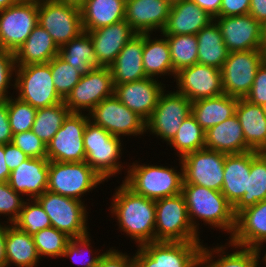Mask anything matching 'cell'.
Instances as JSON below:
<instances>
[{"label": "cell", "instance_id": "6da1fadb", "mask_svg": "<svg viewBox=\"0 0 266 267\" xmlns=\"http://www.w3.org/2000/svg\"><path fill=\"white\" fill-rule=\"evenodd\" d=\"M115 190L109 207L118 220V228L125 232L136 246L155 242V200L134 193L123 182Z\"/></svg>", "mask_w": 266, "mask_h": 267}, {"label": "cell", "instance_id": "7a4b0ae2", "mask_svg": "<svg viewBox=\"0 0 266 267\" xmlns=\"http://www.w3.org/2000/svg\"><path fill=\"white\" fill-rule=\"evenodd\" d=\"M182 194L185 198L188 217L194 228L199 233V221L213 228L222 229L231 235L235 229V215L233 206L226 200L221 191L212 190L195 184H183ZM197 219V221L195 220Z\"/></svg>", "mask_w": 266, "mask_h": 267}, {"label": "cell", "instance_id": "3957f363", "mask_svg": "<svg viewBox=\"0 0 266 267\" xmlns=\"http://www.w3.org/2000/svg\"><path fill=\"white\" fill-rule=\"evenodd\" d=\"M178 160L180 172L174 167L133 162L122 182L134 193L153 200L178 195L182 193L184 181L183 165L181 159Z\"/></svg>", "mask_w": 266, "mask_h": 267}, {"label": "cell", "instance_id": "277c9868", "mask_svg": "<svg viewBox=\"0 0 266 267\" xmlns=\"http://www.w3.org/2000/svg\"><path fill=\"white\" fill-rule=\"evenodd\" d=\"M83 144L85 162L104 180L121 174L124 167L119 162L123 153L120 137L113 136L89 120L83 134Z\"/></svg>", "mask_w": 266, "mask_h": 267}, {"label": "cell", "instance_id": "5b68a950", "mask_svg": "<svg viewBox=\"0 0 266 267\" xmlns=\"http://www.w3.org/2000/svg\"><path fill=\"white\" fill-rule=\"evenodd\" d=\"M202 242L155 241L137 247L133 267H200Z\"/></svg>", "mask_w": 266, "mask_h": 267}, {"label": "cell", "instance_id": "8992f818", "mask_svg": "<svg viewBox=\"0 0 266 267\" xmlns=\"http://www.w3.org/2000/svg\"><path fill=\"white\" fill-rule=\"evenodd\" d=\"M155 241L200 242L188 217L182 193L155 200Z\"/></svg>", "mask_w": 266, "mask_h": 267}, {"label": "cell", "instance_id": "52a82bcc", "mask_svg": "<svg viewBox=\"0 0 266 267\" xmlns=\"http://www.w3.org/2000/svg\"><path fill=\"white\" fill-rule=\"evenodd\" d=\"M14 90L20 100L36 109L50 107L64 100L55 89L50 61L48 63L16 66Z\"/></svg>", "mask_w": 266, "mask_h": 267}, {"label": "cell", "instance_id": "ba28073f", "mask_svg": "<svg viewBox=\"0 0 266 267\" xmlns=\"http://www.w3.org/2000/svg\"><path fill=\"white\" fill-rule=\"evenodd\" d=\"M99 176L85 161H49L47 190L82 201L84 194L103 184Z\"/></svg>", "mask_w": 266, "mask_h": 267}, {"label": "cell", "instance_id": "9c48e42d", "mask_svg": "<svg viewBox=\"0 0 266 267\" xmlns=\"http://www.w3.org/2000/svg\"><path fill=\"white\" fill-rule=\"evenodd\" d=\"M49 216L51 226L70 238L82 237L87 230L88 212L84 201L46 190L36 198ZM87 221V222H86Z\"/></svg>", "mask_w": 266, "mask_h": 267}, {"label": "cell", "instance_id": "30bf717a", "mask_svg": "<svg viewBox=\"0 0 266 267\" xmlns=\"http://www.w3.org/2000/svg\"><path fill=\"white\" fill-rule=\"evenodd\" d=\"M264 61L263 49L229 52L220 69L223 92L229 96L245 98Z\"/></svg>", "mask_w": 266, "mask_h": 267}, {"label": "cell", "instance_id": "8fae6325", "mask_svg": "<svg viewBox=\"0 0 266 267\" xmlns=\"http://www.w3.org/2000/svg\"><path fill=\"white\" fill-rule=\"evenodd\" d=\"M38 23L59 48L84 31L80 8L57 0L38 4Z\"/></svg>", "mask_w": 266, "mask_h": 267}, {"label": "cell", "instance_id": "7c38bea8", "mask_svg": "<svg viewBox=\"0 0 266 267\" xmlns=\"http://www.w3.org/2000/svg\"><path fill=\"white\" fill-rule=\"evenodd\" d=\"M90 121L113 136H139L146 133V121L126 107L115 95L103 99L89 113Z\"/></svg>", "mask_w": 266, "mask_h": 267}, {"label": "cell", "instance_id": "4fadbf2b", "mask_svg": "<svg viewBox=\"0 0 266 267\" xmlns=\"http://www.w3.org/2000/svg\"><path fill=\"white\" fill-rule=\"evenodd\" d=\"M166 92L165 89L150 118L146 121V131L169 143L184 119L191 114L192 102L177 91Z\"/></svg>", "mask_w": 266, "mask_h": 267}, {"label": "cell", "instance_id": "5bb4252c", "mask_svg": "<svg viewBox=\"0 0 266 267\" xmlns=\"http://www.w3.org/2000/svg\"><path fill=\"white\" fill-rule=\"evenodd\" d=\"M89 114L70 113L47 146V158L56 162H83V134Z\"/></svg>", "mask_w": 266, "mask_h": 267}, {"label": "cell", "instance_id": "9a60e30c", "mask_svg": "<svg viewBox=\"0 0 266 267\" xmlns=\"http://www.w3.org/2000/svg\"><path fill=\"white\" fill-rule=\"evenodd\" d=\"M113 95L114 84L110 67H98L81 76L64 102L71 113H82L83 110L89 111V114L103 99Z\"/></svg>", "mask_w": 266, "mask_h": 267}, {"label": "cell", "instance_id": "2e32d148", "mask_svg": "<svg viewBox=\"0 0 266 267\" xmlns=\"http://www.w3.org/2000/svg\"><path fill=\"white\" fill-rule=\"evenodd\" d=\"M38 25V4L16 2L0 10V48L12 53Z\"/></svg>", "mask_w": 266, "mask_h": 267}, {"label": "cell", "instance_id": "e0dca14e", "mask_svg": "<svg viewBox=\"0 0 266 267\" xmlns=\"http://www.w3.org/2000/svg\"><path fill=\"white\" fill-rule=\"evenodd\" d=\"M226 155L206 148L184 155L181 158L184 177L183 184H195L221 191Z\"/></svg>", "mask_w": 266, "mask_h": 267}, {"label": "cell", "instance_id": "ac0fdd59", "mask_svg": "<svg viewBox=\"0 0 266 267\" xmlns=\"http://www.w3.org/2000/svg\"><path fill=\"white\" fill-rule=\"evenodd\" d=\"M229 52L264 49L263 25L250 14L215 17Z\"/></svg>", "mask_w": 266, "mask_h": 267}, {"label": "cell", "instance_id": "d6986e66", "mask_svg": "<svg viewBox=\"0 0 266 267\" xmlns=\"http://www.w3.org/2000/svg\"><path fill=\"white\" fill-rule=\"evenodd\" d=\"M178 93L191 102L223 94L221 70L196 63L176 73Z\"/></svg>", "mask_w": 266, "mask_h": 267}, {"label": "cell", "instance_id": "ffe728a7", "mask_svg": "<svg viewBox=\"0 0 266 267\" xmlns=\"http://www.w3.org/2000/svg\"><path fill=\"white\" fill-rule=\"evenodd\" d=\"M163 85V86H162ZM165 84L157 78L114 85V95L130 110L147 121L154 111Z\"/></svg>", "mask_w": 266, "mask_h": 267}, {"label": "cell", "instance_id": "44dd1931", "mask_svg": "<svg viewBox=\"0 0 266 267\" xmlns=\"http://www.w3.org/2000/svg\"><path fill=\"white\" fill-rule=\"evenodd\" d=\"M265 242L266 200H263L235 216V229L229 237V243L239 247L263 250Z\"/></svg>", "mask_w": 266, "mask_h": 267}, {"label": "cell", "instance_id": "7402d4cb", "mask_svg": "<svg viewBox=\"0 0 266 267\" xmlns=\"http://www.w3.org/2000/svg\"><path fill=\"white\" fill-rule=\"evenodd\" d=\"M170 8L168 0H126L125 21L137 34L162 32Z\"/></svg>", "mask_w": 266, "mask_h": 267}, {"label": "cell", "instance_id": "603a6c76", "mask_svg": "<svg viewBox=\"0 0 266 267\" xmlns=\"http://www.w3.org/2000/svg\"><path fill=\"white\" fill-rule=\"evenodd\" d=\"M87 32L99 67H110L125 44L137 34L125 20Z\"/></svg>", "mask_w": 266, "mask_h": 267}, {"label": "cell", "instance_id": "cb8c5ba5", "mask_svg": "<svg viewBox=\"0 0 266 267\" xmlns=\"http://www.w3.org/2000/svg\"><path fill=\"white\" fill-rule=\"evenodd\" d=\"M48 173V158L29 157L10 172L8 184L16 193L36 199L47 190Z\"/></svg>", "mask_w": 266, "mask_h": 267}, {"label": "cell", "instance_id": "d4e9b609", "mask_svg": "<svg viewBox=\"0 0 266 267\" xmlns=\"http://www.w3.org/2000/svg\"><path fill=\"white\" fill-rule=\"evenodd\" d=\"M212 18L192 0H179L171 4L164 35H196L212 22Z\"/></svg>", "mask_w": 266, "mask_h": 267}, {"label": "cell", "instance_id": "484cf974", "mask_svg": "<svg viewBox=\"0 0 266 267\" xmlns=\"http://www.w3.org/2000/svg\"><path fill=\"white\" fill-rule=\"evenodd\" d=\"M143 34L133 36L110 66L113 84H124L147 78L143 68Z\"/></svg>", "mask_w": 266, "mask_h": 267}, {"label": "cell", "instance_id": "4316f807", "mask_svg": "<svg viewBox=\"0 0 266 267\" xmlns=\"http://www.w3.org/2000/svg\"><path fill=\"white\" fill-rule=\"evenodd\" d=\"M245 138L254 151L266 152V107L238 98L235 110Z\"/></svg>", "mask_w": 266, "mask_h": 267}, {"label": "cell", "instance_id": "83f0119b", "mask_svg": "<svg viewBox=\"0 0 266 267\" xmlns=\"http://www.w3.org/2000/svg\"><path fill=\"white\" fill-rule=\"evenodd\" d=\"M205 148L227 155L252 150L245 143L243 130L236 115L205 131Z\"/></svg>", "mask_w": 266, "mask_h": 267}, {"label": "cell", "instance_id": "f1b7e54d", "mask_svg": "<svg viewBox=\"0 0 266 267\" xmlns=\"http://www.w3.org/2000/svg\"><path fill=\"white\" fill-rule=\"evenodd\" d=\"M251 151L225 156L224 180L221 192L226 200L234 206L247 193L250 176Z\"/></svg>", "mask_w": 266, "mask_h": 267}, {"label": "cell", "instance_id": "f546056e", "mask_svg": "<svg viewBox=\"0 0 266 267\" xmlns=\"http://www.w3.org/2000/svg\"><path fill=\"white\" fill-rule=\"evenodd\" d=\"M59 47L51 35L38 23L29 37L14 53L16 66L48 63L59 55Z\"/></svg>", "mask_w": 266, "mask_h": 267}, {"label": "cell", "instance_id": "4dcf8cb0", "mask_svg": "<svg viewBox=\"0 0 266 267\" xmlns=\"http://www.w3.org/2000/svg\"><path fill=\"white\" fill-rule=\"evenodd\" d=\"M238 98L225 93L192 102L191 114L204 131L235 115Z\"/></svg>", "mask_w": 266, "mask_h": 267}, {"label": "cell", "instance_id": "1f68e13d", "mask_svg": "<svg viewBox=\"0 0 266 267\" xmlns=\"http://www.w3.org/2000/svg\"><path fill=\"white\" fill-rule=\"evenodd\" d=\"M226 244L228 245H217L215 248L213 247L211 249L210 247L202 246L200 267H260L259 265L261 262L259 263V260L261 259V250L239 247L231 243ZM227 246H233L236 251L228 254L225 251ZM213 254H215V256ZM214 257H216L217 260H215Z\"/></svg>", "mask_w": 266, "mask_h": 267}, {"label": "cell", "instance_id": "d6a6232c", "mask_svg": "<svg viewBox=\"0 0 266 267\" xmlns=\"http://www.w3.org/2000/svg\"><path fill=\"white\" fill-rule=\"evenodd\" d=\"M126 0H87L81 7L85 32L125 20Z\"/></svg>", "mask_w": 266, "mask_h": 267}, {"label": "cell", "instance_id": "836d02e7", "mask_svg": "<svg viewBox=\"0 0 266 267\" xmlns=\"http://www.w3.org/2000/svg\"><path fill=\"white\" fill-rule=\"evenodd\" d=\"M163 36V37H162ZM151 33H143V68L147 77L155 78L172 75L175 79L167 38L161 32V37L152 39Z\"/></svg>", "mask_w": 266, "mask_h": 267}, {"label": "cell", "instance_id": "e575fe53", "mask_svg": "<svg viewBox=\"0 0 266 267\" xmlns=\"http://www.w3.org/2000/svg\"><path fill=\"white\" fill-rule=\"evenodd\" d=\"M40 256L33 237L13 224L7 225L6 267H37ZM39 262V263H38ZM13 264V265H12Z\"/></svg>", "mask_w": 266, "mask_h": 267}, {"label": "cell", "instance_id": "d590c367", "mask_svg": "<svg viewBox=\"0 0 266 267\" xmlns=\"http://www.w3.org/2000/svg\"><path fill=\"white\" fill-rule=\"evenodd\" d=\"M196 37L198 40L197 63L221 69L228 58L229 51L216 21L213 20L202 28Z\"/></svg>", "mask_w": 266, "mask_h": 267}, {"label": "cell", "instance_id": "8d00e7d4", "mask_svg": "<svg viewBox=\"0 0 266 267\" xmlns=\"http://www.w3.org/2000/svg\"><path fill=\"white\" fill-rule=\"evenodd\" d=\"M263 200H266V152L251 150L247 193L233 206V213L236 216L242 210Z\"/></svg>", "mask_w": 266, "mask_h": 267}, {"label": "cell", "instance_id": "74e56055", "mask_svg": "<svg viewBox=\"0 0 266 267\" xmlns=\"http://www.w3.org/2000/svg\"><path fill=\"white\" fill-rule=\"evenodd\" d=\"M59 56L71 64L83 76L98 68L94 46L88 32L83 31L59 49Z\"/></svg>", "mask_w": 266, "mask_h": 267}, {"label": "cell", "instance_id": "f35d334b", "mask_svg": "<svg viewBox=\"0 0 266 267\" xmlns=\"http://www.w3.org/2000/svg\"><path fill=\"white\" fill-rule=\"evenodd\" d=\"M70 113L64 101L50 107L39 108L32 131L47 145Z\"/></svg>", "mask_w": 266, "mask_h": 267}, {"label": "cell", "instance_id": "ab89813d", "mask_svg": "<svg viewBox=\"0 0 266 267\" xmlns=\"http://www.w3.org/2000/svg\"><path fill=\"white\" fill-rule=\"evenodd\" d=\"M176 149L181 159L184 155L205 148V131L190 114L180 125L174 138L167 143Z\"/></svg>", "mask_w": 266, "mask_h": 267}, {"label": "cell", "instance_id": "60d3db41", "mask_svg": "<svg viewBox=\"0 0 266 267\" xmlns=\"http://www.w3.org/2000/svg\"><path fill=\"white\" fill-rule=\"evenodd\" d=\"M170 48V57L176 74L190 67L198 60V40L196 35H165Z\"/></svg>", "mask_w": 266, "mask_h": 267}, {"label": "cell", "instance_id": "b9f144b4", "mask_svg": "<svg viewBox=\"0 0 266 267\" xmlns=\"http://www.w3.org/2000/svg\"><path fill=\"white\" fill-rule=\"evenodd\" d=\"M17 220L13 223L18 229L33 236L38 231L51 227L49 216L36 199H25ZM28 201V202H27Z\"/></svg>", "mask_w": 266, "mask_h": 267}, {"label": "cell", "instance_id": "7bdbcfd3", "mask_svg": "<svg viewBox=\"0 0 266 267\" xmlns=\"http://www.w3.org/2000/svg\"><path fill=\"white\" fill-rule=\"evenodd\" d=\"M32 237L40 258H61L70 240L69 236L52 226L38 231Z\"/></svg>", "mask_w": 266, "mask_h": 267}, {"label": "cell", "instance_id": "ee69618b", "mask_svg": "<svg viewBox=\"0 0 266 267\" xmlns=\"http://www.w3.org/2000/svg\"><path fill=\"white\" fill-rule=\"evenodd\" d=\"M53 83L59 96L65 100L73 87L80 81L81 75L75 67L59 55L50 60Z\"/></svg>", "mask_w": 266, "mask_h": 267}, {"label": "cell", "instance_id": "f6af8a7d", "mask_svg": "<svg viewBox=\"0 0 266 267\" xmlns=\"http://www.w3.org/2000/svg\"><path fill=\"white\" fill-rule=\"evenodd\" d=\"M8 118L12 134L32 130L37 110L19 98H7Z\"/></svg>", "mask_w": 266, "mask_h": 267}, {"label": "cell", "instance_id": "bcb514c9", "mask_svg": "<svg viewBox=\"0 0 266 267\" xmlns=\"http://www.w3.org/2000/svg\"><path fill=\"white\" fill-rule=\"evenodd\" d=\"M89 237H90V235L88 233L87 235L82 236V237L70 238L69 243L67 244L66 250L63 252L62 257L63 258L68 257V259L70 258V260H72V262L79 264L81 267H96L102 254L96 253L98 251H95V253H94L95 255H92L93 250H91V248H90L92 246H90L91 245V242H90L91 239ZM85 252H88V254L90 253L88 255L89 257L86 255L87 260H85L86 256L85 257L83 256L85 254ZM81 257L85 258L84 260L86 263L85 262L83 263L84 260L80 261V259H82ZM80 262H82V263H80Z\"/></svg>", "mask_w": 266, "mask_h": 267}, {"label": "cell", "instance_id": "7dc6e473", "mask_svg": "<svg viewBox=\"0 0 266 267\" xmlns=\"http://www.w3.org/2000/svg\"><path fill=\"white\" fill-rule=\"evenodd\" d=\"M16 193L8 184V182H0V214L9 216L8 223L13 224L22 210L25 202L24 198Z\"/></svg>", "mask_w": 266, "mask_h": 267}, {"label": "cell", "instance_id": "c3c4849f", "mask_svg": "<svg viewBox=\"0 0 266 267\" xmlns=\"http://www.w3.org/2000/svg\"><path fill=\"white\" fill-rule=\"evenodd\" d=\"M32 158H47L46 144L32 131L14 134L11 141Z\"/></svg>", "mask_w": 266, "mask_h": 267}, {"label": "cell", "instance_id": "681fc988", "mask_svg": "<svg viewBox=\"0 0 266 267\" xmlns=\"http://www.w3.org/2000/svg\"><path fill=\"white\" fill-rule=\"evenodd\" d=\"M16 64L14 53L0 48V100H6L10 97L8 89L14 87L10 81L15 72ZM11 83V84H10Z\"/></svg>", "mask_w": 266, "mask_h": 267}, {"label": "cell", "instance_id": "f907efd6", "mask_svg": "<svg viewBox=\"0 0 266 267\" xmlns=\"http://www.w3.org/2000/svg\"><path fill=\"white\" fill-rule=\"evenodd\" d=\"M253 104L266 107V62L258 68L250 92L245 97Z\"/></svg>", "mask_w": 266, "mask_h": 267}, {"label": "cell", "instance_id": "816d5d0a", "mask_svg": "<svg viewBox=\"0 0 266 267\" xmlns=\"http://www.w3.org/2000/svg\"><path fill=\"white\" fill-rule=\"evenodd\" d=\"M96 267H133V256L130 257L117 249L109 248L102 253Z\"/></svg>", "mask_w": 266, "mask_h": 267}, {"label": "cell", "instance_id": "f5cc1de1", "mask_svg": "<svg viewBox=\"0 0 266 267\" xmlns=\"http://www.w3.org/2000/svg\"><path fill=\"white\" fill-rule=\"evenodd\" d=\"M251 0H222L217 17L239 16L249 14Z\"/></svg>", "mask_w": 266, "mask_h": 267}, {"label": "cell", "instance_id": "db71d44e", "mask_svg": "<svg viewBox=\"0 0 266 267\" xmlns=\"http://www.w3.org/2000/svg\"><path fill=\"white\" fill-rule=\"evenodd\" d=\"M4 155L5 162L10 172L16 169L23 161L29 158L28 155H26L12 142L4 145Z\"/></svg>", "mask_w": 266, "mask_h": 267}, {"label": "cell", "instance_id": "11a10c76", "mask_svg": "<svg viewBox=\"0 0 266 267\" xmlns=\"http://www.w3.org/2000/svg\"><path fill=\"white\" fill-rule=\"evenodd\" d=\"M13 134L11 132L7 99L0 100V145L11 143Z\"/></svg>", "mask_w": 266, "mask_h": 267}, {"label": "cell", "instance_id": "9f6ffc18", "mask_svg": "<svg viewBox=\"0 0 266 267\" xmlns=\"http://www.w3.org/2000/svg\"><path fill=\"white\" fill-rule=\"evenodd\" d=\"M249 14L264 25L266 23V0H251Z\"/></svg>", "mask_w": 266, "mask_h": 267}, {"label": "cell", "instance_id": "6f0895ef", "mask_svg": "<svg viewBox=\"0 0 266 267\" xmlns=\"http://www.w3.org/2000/svg\"><path fill=\"white\" fill-rule=\"evenodd\" d=\"M201 9L206 11L212 18H215L220 13L222 0H192Z\"/></svg>", "mask_w": 266, "mask_h": 267}, {"label": "cell", "instance_id": "680465c9", "mask_svg": "<svg viewBox=\"0 0 266 267\" xmlns=\"http://www.w3.org/2000/svg\"><path fill=\"white\" fill-rule=\"evenodd\" d=\"M0 223V267H6V232L7 225ZM5 225V226H4Z\"/></svg>", "mask_w": 266, "mask_h": 267}, {"label": "cell", "instance_id": "91938a15", "mask_svg": "<svg viewBox=\"0 0 266 267\" xmlns=\"http://www.w3.org/2000/svg\"><path fill=\"white\" fill-rule=\"evenodd\" d=\"M10 170L5 162L4 145H0V182H8Z\"/></svg>", "mask_w": 266, "mask_h": 267}, {"label": "cell", "instance_id": "94428289", "mask_svg": "<svg viewBox=\"0 0 266 267\" xmlns=\"http://www.w3.org/2000/svg\"><path fill=\"white\" fill-rule=\"evenodd\" d=\"M76 7H81L87 0H57Z\"/></svg>", "mask_w": 266, "mask_h": 267}, {"label": "cell", "instance_id": "6125c7cd", "mask_svg": "<svg viewBox=\"0 0 266 267\" xmlns=\"http://www.w3.org/2000/svg\"><path fill=\"white\" fill-rule=\"evenodd\" d=\"M16 3V0H0V10L8 8Z\"/></svg>", "mask_w": 266, "mask_h": 267}, {"label": "cell", "instance_id": "be15d7a7", "mask_svg": "<svg viewBox=\"0 0 266 267\" xmlns=\"http://www.w3.org/2000/svg\"><path fill=\"white\" fill-rule=\"evenodd\" d=\"M47 0H16V2L41 4Z\"/></svg>", "mask_w": 266, "mask_h": 267}, {"label": "cell", "instance_id": "e7e4bbea", "mask_svg": "<svg viewBox=\"0 0 266 267\" xmlns=\"http://www.w3.org/2000/svg\"><path fill=\"white\" fill-rule=\"evenodd\" d=\"M264 58H265V62H266V35H265V43H264Z\"/></svg>", "mask_w": 266, "mask_h": 267}, {"label": "cell", "instance_id": "03108f58", "mask_svg": "<svg viewBox=\"0 0 266 267\" xmlns=\"http://www.w3.org/2000/svg\"><path fill=\"white\" fill-rule=\"evenodd\" d=\"M261 262H263V263L265 262L266 263V252H265L264 256L262 257Z\"/></svg>", "mask_w": 266, "mask_h": 267}, {"label": "cell", "instance_id": "003e7915", "mask_svg": "<svg viewBox=\"0 0 266 267\" xmlns=\"http://www.w3.org/2000/svg\"><path fill=\"white\" fill-rule=\"evenodd\" d=\"M264 34L266 35V23L263 25Z\"/></svg>", "mask_w": 266, "mask_h": 267}, {"label": "cell", "instance_id": "a7ac6f4b", "mask_svg": "<svg viewBox=\"0 0 266 267\" xmlns=\"http://www.w3.org/2000/svg\"><path fill=\"white\" fill-rule=\"evenodd\" d=\"M171 4L174 3V2H177L179 0H168Z\"/></svg>", "mask_w": 266, "mask_h": 267}]
</instances>
